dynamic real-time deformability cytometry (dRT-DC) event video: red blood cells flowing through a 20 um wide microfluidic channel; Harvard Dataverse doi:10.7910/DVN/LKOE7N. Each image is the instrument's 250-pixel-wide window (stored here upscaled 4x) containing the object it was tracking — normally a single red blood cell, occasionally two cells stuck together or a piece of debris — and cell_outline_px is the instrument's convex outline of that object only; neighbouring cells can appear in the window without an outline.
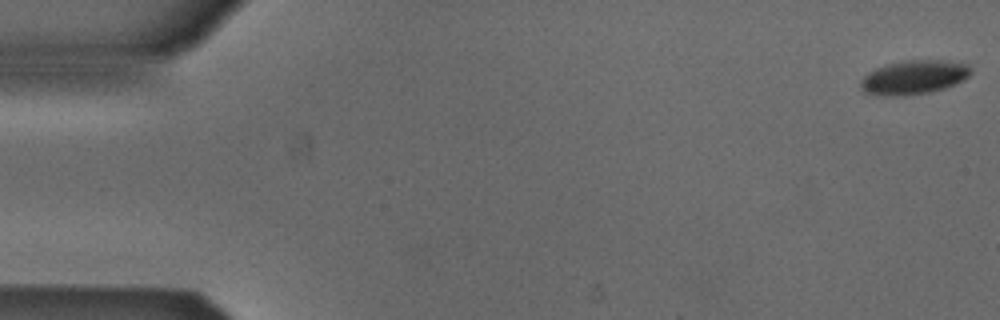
{"species": "Egyptian fruit bat (a non-hibernating species)", "species_latin": "Rousettus aegyptiacus", "temperature_condition": "cold", "stored_images_in_passage": 6, "camera_frame_rate_fps": 3000, "um_per_image_px": 0.085, "animal": {"sex": "male"}, "frame": {"image": 1, "passage_image": 1, "time_ms": 0.0, "image_size_px": [1000, 320], "cell_outline_px": [[972, 72], [964, 80], [944, 88], [928, 92], [904, 96], [880, 96], [864, 92], [860, 84], [860, 80], [868, 72], [884, 64], [904, 60], [940, 60], [968, 64]], "centroid_in_image_um": [77.64, 6.57], "position_along_channel_um": 7.4, "area_um2": 21.96}}